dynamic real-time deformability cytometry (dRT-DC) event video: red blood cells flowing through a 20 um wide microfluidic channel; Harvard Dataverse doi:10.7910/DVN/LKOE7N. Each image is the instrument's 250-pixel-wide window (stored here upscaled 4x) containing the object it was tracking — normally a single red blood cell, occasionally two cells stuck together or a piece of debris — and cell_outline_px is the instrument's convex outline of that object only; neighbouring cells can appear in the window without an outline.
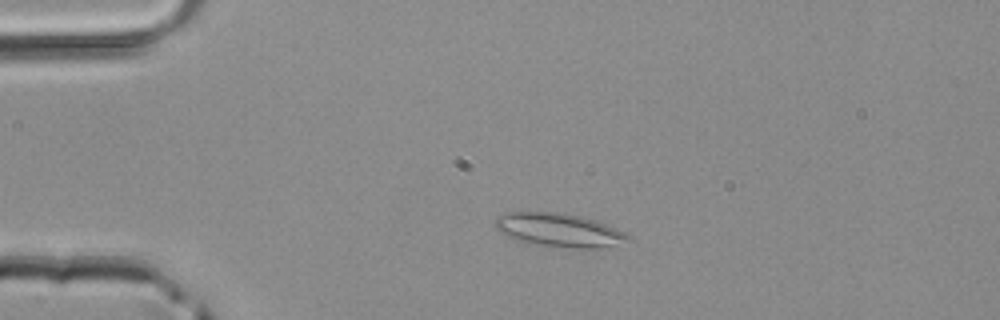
{"species": "common noctule bat (a hibernating species)", "species_latin": "Nyctalus noctula", "temperature_condition": "room temperature", "stored_images_in_passage": 5, "camera_frame_rate_fps": 3000, "um_per_image_px": 0.085, "animal": {"sex": "male", "body_mass_g": 20.4}, "frame": {"image": 1, "passage_image": 3, "time_ms": 0.667, "image_size_px": [1000, 320], "cell_outline_px": [[632, 240], [600, 248], [572, 248], [512, 240], [504, 236], [496, 228], [496, 220], [500, 216], [508, 212], [564, 212], [580, 216], [604, 224], [624, 232], [632, 236]], "centroid_in_image_um": [47.51, 19.56], "position_along_channel_um": 37.5, "area_um2": 25.72}}
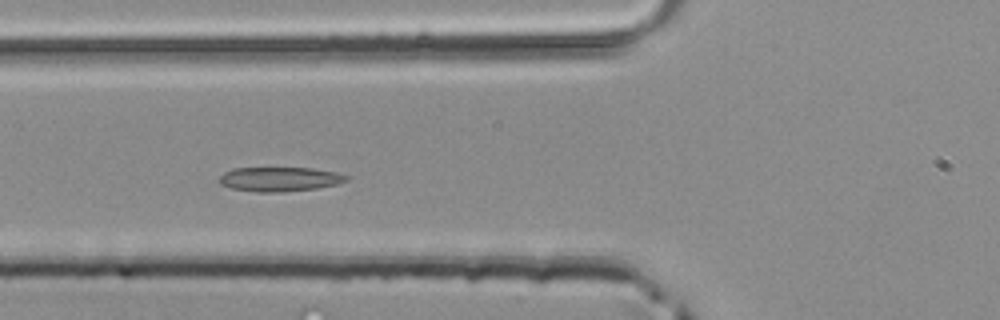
{"frame": {"image": 2, "passage_image": 5, "time_ms": 1.333, "image_size_px": [1000, 320], "cell_outline_px": [[352, 176], [348, 180], [336, 184], [316, 188], [280, 192], [256, 192], [232, 188], [220, 184], [216, 180], [224, 172], [232, 168], [312, 168], [336, 172]], "centroid_in_image_um": [23.76, 15.22], "position_along_channel_um": 102.0, "area_um2": 18.15}}